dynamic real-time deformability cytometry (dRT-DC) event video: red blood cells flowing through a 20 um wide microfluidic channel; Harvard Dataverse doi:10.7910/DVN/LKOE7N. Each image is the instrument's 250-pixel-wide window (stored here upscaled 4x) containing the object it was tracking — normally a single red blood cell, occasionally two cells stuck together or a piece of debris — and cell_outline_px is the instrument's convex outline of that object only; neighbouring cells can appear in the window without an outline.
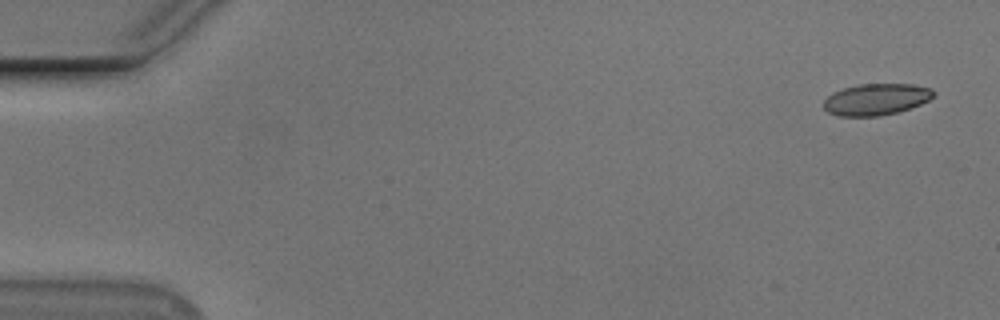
{"species": "Egyptian fruit bat (a non-hibernating species)", "species_latin": "Rousettus aegyptiacus", "temperature_condition": "cold", "stored_images_in_passage": 6, "camera_frame_rate_fps": 3000, "um_per_image_px": 0.085, "animal": {"sex": "male"}, "frame": {"image": 1, "passage_image": 1, "time_ms": 0.0, "image_size_px": [1000, 320], "cell_outline_px": [[936, 96], [920, 104], [896, 112], [876, 116], [840, 116], [828, 112], [824, 108], [824, 100], [832, 92], [844, 88], [860, 84], [912, 84], [932, 88], [936, 92]], "centroid_in_image_um": [74.49, 8.43], "position_along_channel_um": 10.5, "area_um2": 20.11}}
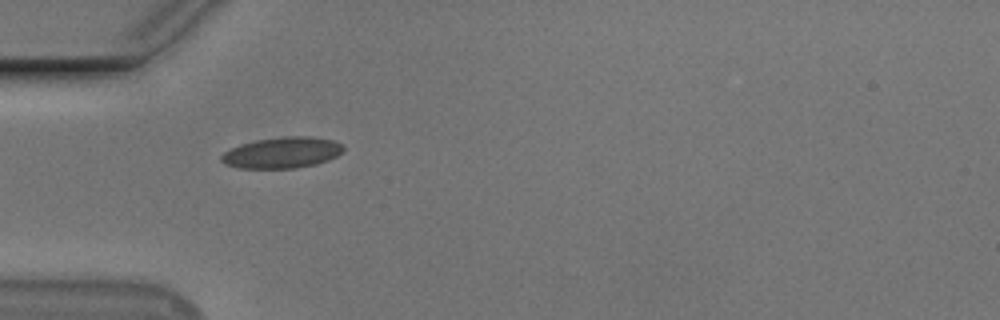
{"frame": {"image": 2, "passage_image": 5, "time_ms": 5.0, "image_size_px": [1000, 320], "cell_outline_px": [[344, 152], [328, 160], [316, 164], [292, 168], [240, 168], [224, 164], [220, 160], [220, 156], [224, 152], [240, 144], [256, 140], [284, 136], [312, 136], [332, 140], [344, 144]], "centroid_in_image_um": [24.0, 12.97], "position_along_channel_um": 61.0, "area_um2": 22.2}}
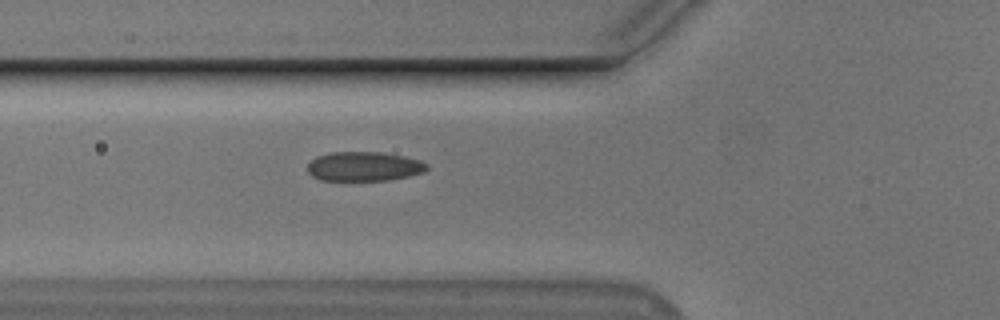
{"frame": {"image": 3, "passage_image": 6, "time_ms": 6.0, "image_size_px": [1000, 320], "cell_outline_px": [[428, 168], [424, 172], [408, 176], [388, 180], [320, 180], [312, 176], [308, 172], [308, 164], [316, 156], [328, 152], [380, 152], [404, 156], [420, 160], [428, 164]], "centroid_in_image_um": [30.94, 14.14], "position_along_channel_um": 94.9, "area_um2": 20.46}}